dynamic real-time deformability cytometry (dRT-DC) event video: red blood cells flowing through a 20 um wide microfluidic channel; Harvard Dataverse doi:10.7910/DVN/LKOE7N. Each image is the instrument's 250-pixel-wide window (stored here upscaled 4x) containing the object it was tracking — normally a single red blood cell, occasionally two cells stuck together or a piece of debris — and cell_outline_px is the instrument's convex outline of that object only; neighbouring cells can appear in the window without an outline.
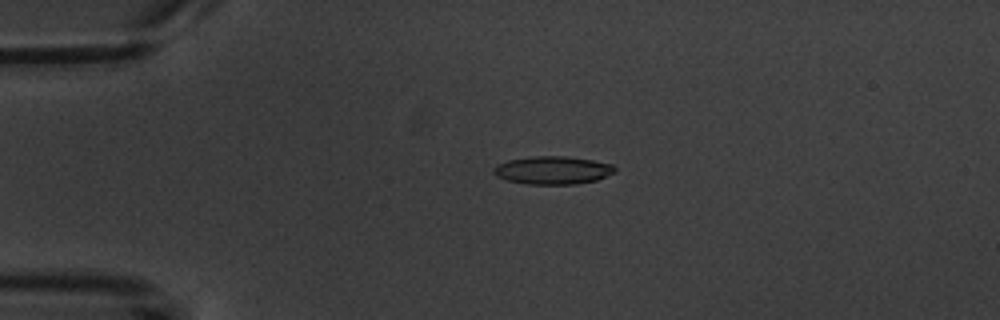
{"species": "common noctule bat (a hibernating species)", "species_latin": "Nyctalus noctula", "temperature_condition": "warm", "stored_images_in_passage": 3, "camera_frame_rate_fps": 3000, "um_per_image_px": 0.085, "animal": {"sex": "male", "body_mass_g": 20.1, "forearm_length_mm": 53.5}, "frame": {"image": 1, "passage_image": 2, "time_ms": 1.667, "image_size_px": [1000, 320], "cell_outline_px": [[616, 172], [596, 180], [576, 184], [528, 184], [508, 180], [496, 176], [492, 172], [492, 168], [496, 164], [508, 160], [532, 156], [564, 156], [592, 160], [612, 164], [616, 168]], "centroid_in_image_um": [46.96, 14.46], "position_along_channel_um": 38.0, "area_um2": 19.83}}
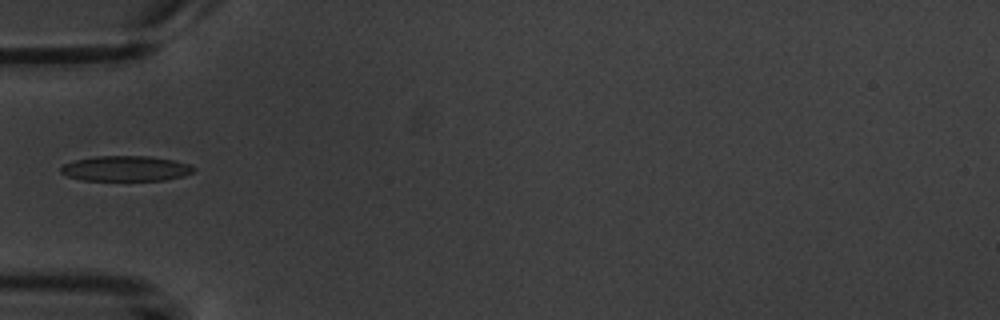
{"frame": {"image": 2, "passage_image": 3, "time_ms": 3.667, "image_size_px": [1000, 320], "cell_outline_px": [[196, 168], [192, 172], [184, 176], [164, 180], [80, 180], [68, 176], [60, 172], [60, 168], [64, 164], [76, 160], [96, 156], [148, 156], [172, 160], [188, 164]], "centroid_in_image_um": [10.68, 14.33], "position_along_channel_um": 74.3, "area_um2": 19.42}}